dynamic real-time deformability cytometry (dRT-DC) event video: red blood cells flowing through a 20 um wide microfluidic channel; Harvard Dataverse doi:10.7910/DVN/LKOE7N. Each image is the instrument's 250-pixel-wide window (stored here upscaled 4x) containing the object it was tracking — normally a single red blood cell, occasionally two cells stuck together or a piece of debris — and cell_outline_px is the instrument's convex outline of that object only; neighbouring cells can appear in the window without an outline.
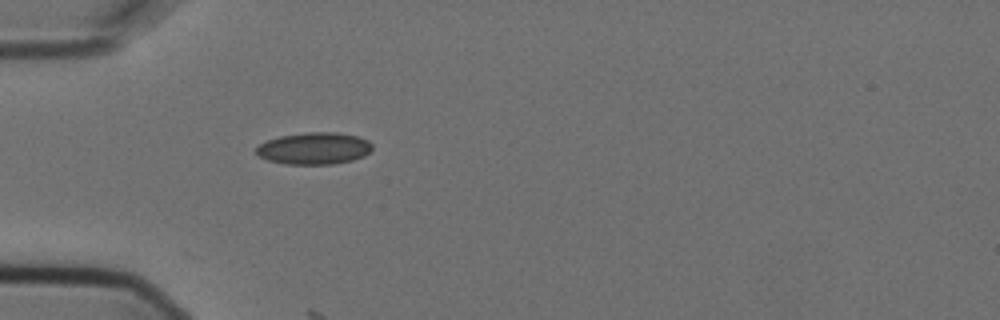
{"species": "Egyptian fruit bat (a non-hibernating species)", "species_latin": "Rousettus aegyptiacus", "temperature_condition": "cold", "stored_images_in_passage": 1, "camera_frame_rate_fps": 3000, "um_per_image_px": 0.085, "animal": {"sex": "female"}, "frame": {"image": 1, "passage_image": 1, "time_ms": 0.0, "image_size_px": [1000, 320], "cell_outline_px": [[372, 148], [364, 156], [352, 160], [332, 164], [284, 164], [268, 160], [260, 156], [256, 152], [256, 148], [260, 144], [268, 140], [280, 136], [308, 132], [336, 132], [356, 136], [368, 140], [372, 144]], "centroid_in_image_um": [26.71, 12.61], "position_along_channel_um": 58.3, "area_um2": 21.44}}